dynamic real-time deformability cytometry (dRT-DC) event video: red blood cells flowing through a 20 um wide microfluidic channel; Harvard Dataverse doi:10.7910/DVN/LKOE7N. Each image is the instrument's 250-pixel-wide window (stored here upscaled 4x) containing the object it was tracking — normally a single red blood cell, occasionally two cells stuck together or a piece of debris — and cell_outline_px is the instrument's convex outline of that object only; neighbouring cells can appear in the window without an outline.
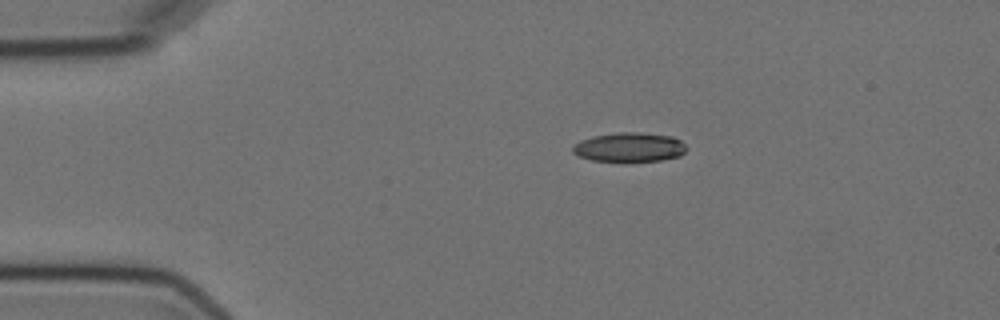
{"species": "Egyptian fruit bat (a non-hibernating species)", "species_latin": "Rousettus aegyptiacus", "temperature_condition": "cold", "stored_images_in_passage": 5, "camera_frame_rate_fps": 3000, "um_per_image_px": 0.085, "animal": {"sex": "female"}, "frame": {"image": 1, "passage_image": 5, "time_ms": 4.667, "image_size_px": [1000, 320], "cell_outline_px": [[688, 148], [680, 156], [660, 160], [624, 164], [592, 160], [580, 156], [572, 152], [572, 148], [580, 140], [592, 136], [620, 132], [640, 132], [672, 136], [680, 140]], "centroid_in_image_um": [53.5, 12.55], "position_along_channel_um": 31.5, "area_um2": 20.06}}